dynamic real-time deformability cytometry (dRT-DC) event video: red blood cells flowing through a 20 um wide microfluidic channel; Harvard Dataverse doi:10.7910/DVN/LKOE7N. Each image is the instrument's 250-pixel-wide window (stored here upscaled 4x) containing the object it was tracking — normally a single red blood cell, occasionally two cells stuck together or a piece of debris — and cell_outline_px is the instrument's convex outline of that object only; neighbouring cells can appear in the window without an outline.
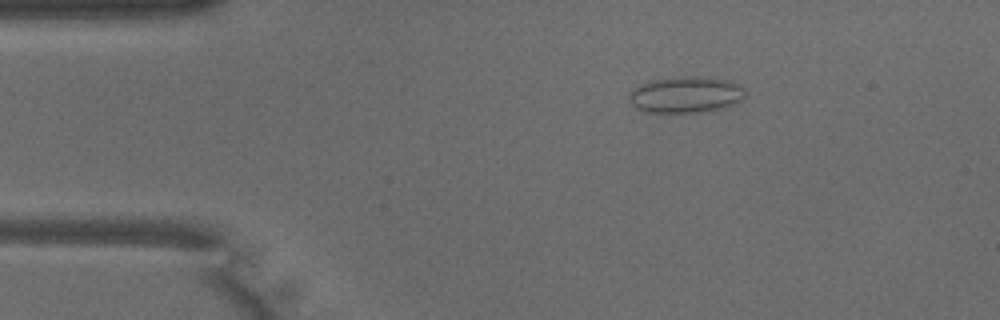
{"species": "common noctule bat (a hibernating species)", "species_latin": "Nyctalus noctula", "temperature_condition": "warm", "stored_images_in_passage": 43, "camera_frame_rate_fps": 3000, "um_per_image_px": 0.085, "animal": {"sex": "male", "body_mass_g": 18.8}, "frame": {"image": 1, "passage_image": 2, "time_ms": 0.333, "image_size_px": [1000, 320], "cell_outline_px": [[744, 96], [740, 100], [732, 104], [708, 112], [664, 116], [644, 112], [636, 108], [632, 104], [628, 96], [628, 92], [632, 88], [640, 84], [652, 80], [684, 76], [700, 76], [728, 80], [744, 88]], "centroid_in_image_um": [58.2, 8.1], "position_along_channel_um": 26.8, "area_um2": 25.49}}
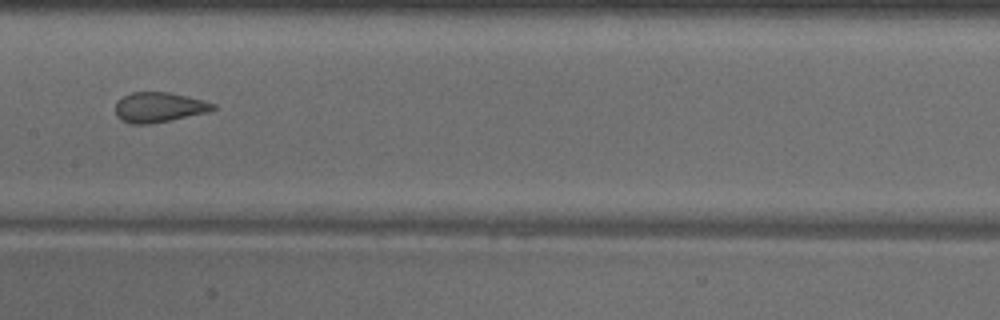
{"frame": {"image": 2, "passage_image": 18, "time_ms": 5.667, "image_size_px": [1000, 320], "cell_outline_px": [[216, 108], [208, 112], [152, 124], [132, 124], [120, 120], [116, 116], [116, 100], [132, 92], [168, 92], [188, 96], [204, 100], [216, 104]], "centroid_in_image_um": [13.51, 9.12], "position_along_channel_um": 193.9, "area_um2": 17.22}}
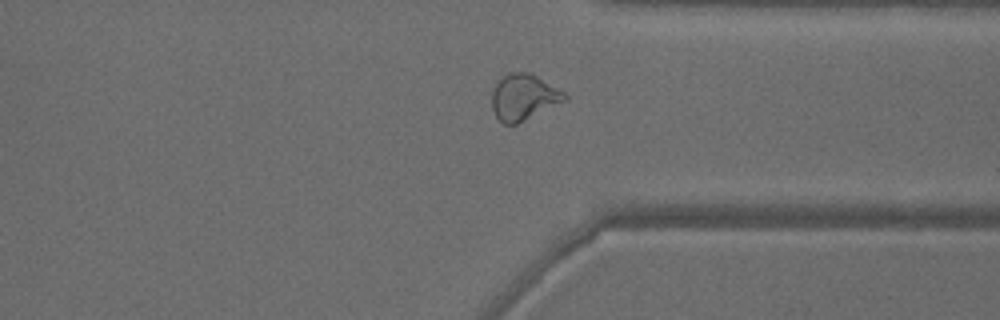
{"frame": {"image": 3, "passage_image": 31, "time_ms": 10.0, "image_size_px": [1000, 320], "cell_outline_px": [[568, 100], [516, 124], [504, 124], [496, 116], [492, 108], [492, 92], [496, 84], [508, 72], [528, 72], [536, 76], [564, 92], [568, 96]], "centroid_in_image_um": [44.52, 8.26], "position_along_channel_um": 366.9, "area_um2": 19.31}, "authors_computed_cell_mechanics": {"area_um2": 18.9006, "velocity_mm_per_s": 4.0361, "shape_relaxation_time_tau1_ms": null, "shape_relaxation_time_tau2_ms": 0.8149, "deformation_change_tau1": null, "deformation_change_tau2": 0.078}}